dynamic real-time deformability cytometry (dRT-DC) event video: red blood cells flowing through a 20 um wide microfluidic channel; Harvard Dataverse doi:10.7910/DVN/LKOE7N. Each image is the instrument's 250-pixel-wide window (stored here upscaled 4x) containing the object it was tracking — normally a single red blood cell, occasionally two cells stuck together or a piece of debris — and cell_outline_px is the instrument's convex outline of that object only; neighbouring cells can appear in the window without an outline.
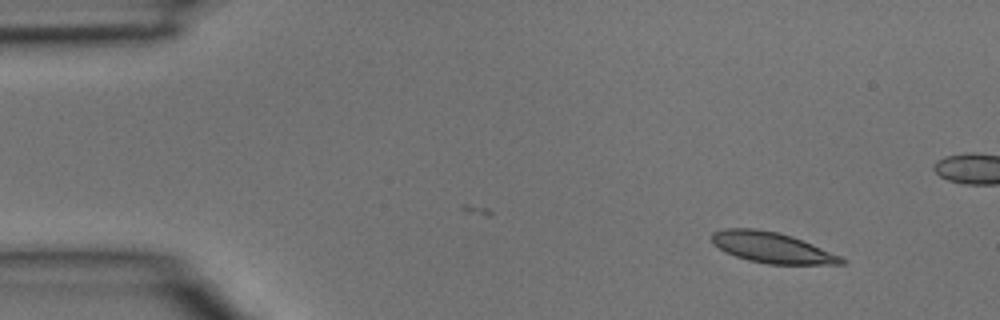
{"species": "common noctule bat (a hibernating species)", "species_latin": "Nyctalus noctula", "temperature_condition": "room temperature", "stored_images_in_passage": 4, "camera_frame_rate_fps": 3000, "um_per_image_px": 0.085, "animal": {"sex": "male", "body_mass_g": 15.6}, "frame": {"image": 1, "passage_image": 1, "time_ms": 0.0, "image_size_px": [1000, 320], "cell_outline_px": [[848, 260], [844, 264], [768, 264], [748, 260], [736, 256], [712, 244], [712, 232], [724, 228], [756, 228], [776, 232], [792, 236], [812, 244], [840, 256]], "centroid_in_image_um": [65.61, 21.04], "position_along_channel_um": 19.4, "area_um2": 23.0}}